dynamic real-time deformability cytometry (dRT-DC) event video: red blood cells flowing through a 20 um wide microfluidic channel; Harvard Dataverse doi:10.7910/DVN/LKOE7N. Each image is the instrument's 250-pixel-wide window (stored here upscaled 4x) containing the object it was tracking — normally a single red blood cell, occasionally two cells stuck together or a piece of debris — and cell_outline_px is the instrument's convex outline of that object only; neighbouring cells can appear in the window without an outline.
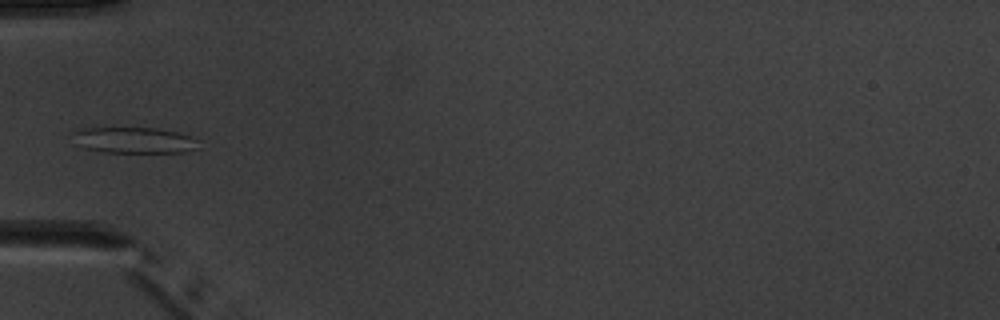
{"species": "common noctule bat (a hibernating species)", "species_latin": "Nyctalus noctula", "temperature_condition": "warm", "stored_images_in_passage": 6, "camera_frame_rate_fps": 3000, "um_per_image_px": 0.085, "animal": {"sex": "male", "body_mass_g": 20.1, "forearm_length_mm": 53.5}, "frame": {"image": 1, "passage_image": 4, "time_ms": 4.0, "image_size_px": [1000, 320], "cell_outline_px": [[200, 148], [184, 152], [104, 152], [84, 148], [72, 132], [80, 128], [156, 128], [176, 132], [188, 136], [196, 140]], "centroid_in_image_um": [11.44, 11.92], "position_along_channel_um": 73.6, "area_um2": 18.67}}
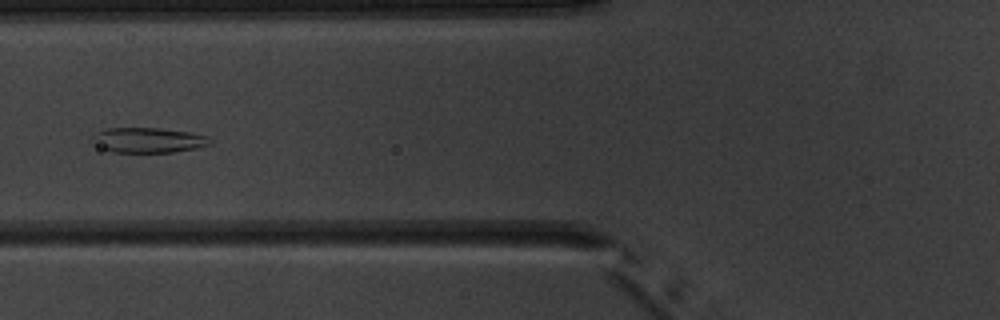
{"frame": {"image": 2, "passage_image": 5, "time_ms": 5.0, "image_size_px": [1000, 320], "cell_outline_px": [[212, 144], [196, 148], [172, 152], [112, 152], [100, 148], [92, 136], [96, 132], [104, 128], [160, 128], [192, 132], [208, 136], [212, 140]], "centroid_in_image_um": [12.64, 11.9], "position_along_channel_um": 113.2, "area_um2": 17.28}}